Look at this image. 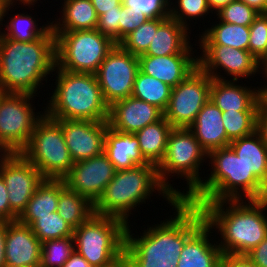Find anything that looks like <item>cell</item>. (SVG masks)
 I'll list each match as a JSON object with an SVG mask.
<instances>
[{"instance_id": "cell-50", "label": "cell", "mask_w": 267, "mask_h": 267, "mask_svg": "<svg viewBox=\"0 0 267 267\" xmlns=\"http://www.w3.org/2000/svg\"><path fill=\"white\" fill-rule=\"evenodd\" d=\"M63 267H92L85 258L74 252Z\"/></svg>"}, {"instance_id": "cell-16", "label": "cell", "mask_w": 267, "mask_h": 267, "mask_svg": "<svg viewBox=\"0 0 267 267\" xmlns=\"http://www.w3.org/2000/svg\"><path fill=\"white\" fill-rule=\"evenodd\" d=\"M115 172L114 165L103 152L75 162L63 179L72 191L83 195L94 205L113 179Z\"/></svg>"}, {"instance_id": "cell-29", "label": "cell", "mask_w": 267, "mask_h": 267, "mask_svg": "<svg viewBox=\"0 0 267 267\" xmlns=\"http://www.w3.org/2000/svg\"><path fill=\"white\" fill-rule=\"evenodd\" d=\"M65 186L64 179L45 178L18 217V221L30 226L38 216L50 215L57 211L59 193Z\"/></svg>"}, {"instance_id": "cell-57", "label": "cell", "mask_w": 267, "mask_h": 267, "mask_svg": "<svg viewBox=\"0 0 267 267\" xmlns=\"http://www.w3.org/2000/svg\"><path fill=\"white\" fill-rule=\"evenodd\" d=\"M38 1H40V2H42L41 0H19V4L18 5H22L23 6V9H27L28 10V8H34V6H35V4H37V3H39ZM27 6H28V8H27ZM25 7V8H24Z\"/></svg>"}, {"instance_id": "cell-33", "label": "cell", "mask_w": 267, "mask_h": 267, "mask_svg": "<svg viewBox=\"0 0 267 267\" xmlns=\"http://www.w3.org/2000/svg\"><path fill=\"white\" fill-rule=\"evenodd\" d=\"M58 213L74 229L94 214V205L83 195L72 191L67 185L60 191Z\"/></svg>"}, {"instance_id": "cell-23", "label": "cell", "mask_w": 267, "mask_h": 267, "mask_svg": "<svg viewBox=\"0 0 267 267\" xmlns=\"http://www.w3.org/2000/svg\"><path fill=\"white\" fill-rule=\"evenodd\" d=\"M213 233L205 222L185 242L176 267H220L222 252Z\"/></svg>"}, {"instance_id": "cell-61", "label": "cell", "mask_w": 267, "mask_h": 267, "mask_svg": "<svg viewBox=\"0 0 267 267\" xmlns=\"http://www.w3.org/2000/svg\"><path fill=\"white\" fill-rule=\"evenodd\" d=\"M5 94L6 92L0 87V100L3 98Z\"/></svg>"}, {"instance_id": "cell-41", "label": "cell", "mask_w": 267, "mask_h": 267, "mask_svg": "<svg viewBox=\"0 0 267 267\" xmlns=\"http://www.w3.org/2000/svg\"><path fill=\"white\" fill-rule=\"evenodd\" d=\"M249 27V52L262 63L267 57V17L258 15Z\"/></svg>"}, {"instance_id": "cell-9", "label": "cell", "mask_w": 267, "mask_h": 267, "mask_svg": "<svg viewBox=\"0 0 267 267\" xmlns=\"http://www.w3.org/2000/svg\"><path fill=\"white\" fill-rule=\"evenodd\" d=\"M56 66L74 73L95 74L116 43L97 29L54 32Z\"/></svg>"}, {"instance_id": "cell-13", "label": "cell", "mask_w": 267, "mask_h": 267, "mask_svg": "<svg viewBox=\"0 0 267 267\" xmlns=\"http://www.w3.org/2000/svg\"><path fill=\"white\" fill-rule=\"evenodd\" d=\"M138 70V56L116 44L95 73L103 99L108 106L132 96Z\"/></svg>"}, {"instance_id": "cell-45", "label": "cell", "mask_w": 267, "mask_h": 267, "mask_svg": "<svg viewBox=\"0 0 267 267\" xmlns=\"http://www.w3.org/2000/svg\"><path fill=\"white\" fill-rule=\"evenodd\" d=\"M18 217L11 211L8 190L5 182L0 175V221H17Z\"/></svg>"}, {"instance_id": "cell-7", "label": "cell", "mask_w": 267, "mask_h": 267, "mask_svg": "<svg viewBox=\"0 0 267 267\" xmlns=\"http://www.w3.org/2000/svg\"><path fill=\"white\" fill-rule=\"evenodd\" d=\"M125 230L122 220L94 213L74 229L75 252L92 267H109L124 256Z\"/></svg>"}, {"instance_id": "cell-14", "label": "cell", "mask_w": 267, "mask_h": 267, "mask_svg": "<svg viewBox=\"0 0 267 267\" xmlns=\"http://www.w3.org/2000/svg\"><path fill=\"white\" fill-rule=\"evenodd\" d=\"M170 215L161 220V253L176 265L185 242L206 222L202 209L185 200H177ZM174 211V212H173Z\"/></svg>"}, {"instance_id": "cell-21", "label": "cell", "mask_w": 267, "mask_h": 267, "mask_svg": "<svg viewBox=\"0 0 267 267\" xmlns=\"http://www.w3.org/2000/svg\"><path fill=\"white\" fill-rule=\"evenodd\" d=\"M197 54L179 53L163 57L142 54L138 56L139 70L174 88L198 67Z\"/></svg>"}, {"instance_id": "cell-60", "label": "cell", "mask_w": 267, "mask_h": 267, "mask_svg": "<svg viewBox=\"0 0 267 267\" xmlns=\"http://www.w3.org/2000/svg\"><path fill=\"white\" fill-rule=\"evenodd\" d=\"M260 15L267 17V0L265 1L263 11L260 13Z\"/></svg>"}, {"instance_id": "cell-53", "label": "cell", "mask_w": 267, "mask_h": 267, "mask_svg": "<svg viewBox=\"0 0 267 267\" xmlns=\"http://www.w3.org/2000/svg\"><path fill=\"white\" fill-rule=\"evenodd\" d=\"M13 152L2 142H0V169L3 164L12 156Z\"/></svg>"}, {"instance_id": "cell-2", "label": "cell", "mask_w": 267, "mask_h": 267, "mask_svg": "<svg viewBox=\"0 0 267 267\" xmlns=\"http://www.w3.org/2000/svg\"><path fill=\"white\" fill-rule=\"evenodd\" d=\"M198 206L214 230L222 254L246 255L267 236V198L222 200Z\"/></svg>"}, {"instance_id": "cell-39", "label": "cell", "mask_w": 267, "mask_h": 267, "mask_svg": "<svg viewBox=\"0 0 267 267\" xmlns=\"http://www.w3.org/2000/svg\"><path fill=\"white\" fill-rule=\"evenodd\" d=\"M257 111H226L222 113V121L231 142L235 139L248 136L256 131Z\"/></svg>"}, {"instance_id": "cell-17", "label": "cell", "mask_w": 267, "mask_h": 267, "mask_svg": "<svg viewBox=\"0 0 267 267\" xmlns=\"http://www.w3.org/2000/svg\"><path fill=\"white\" fill-rule=\"evenodd\" d=\"M132 224L126 225L124 243V257L129 267H176L161 253V221L152 226L149 223L143 225L142 233L137 232Z\"/></svg>"}, {"instance_id": "cell-25", "label": "cell", "mask_w": 267, "mask_h": 267, "mask_svg": "<svg viewBox=\"0 0 267 267\" xmlns=\"http://www.w3.org/2000/svg\"><path fill=\"white\" fill-rule=\"evenodd\" d=\"M190 37L191 32L185 26L168 17L158 27L145 55L163 57L179 53H198L195 49L197 43H191Z\"/></svg>"}, {"instance_id": "cell-47", "label": "cell", "mask_w": 267, "mask_h": 267, "mask_svg": "<svg viewBox=\"0 0 267 267\" xmlns=\"http://www.w3.org/2000/svg\"><path fill=\"white\" fill-rule=\"evenodd\" d=\"M220 267H257L246 255L222 254Z\"/></svg>"}, {"instance_id": "cell-3", "label": "cell", "mask_w": 267, "mask_h": 267, "mask_svg": "<svg viewBox=\"0 0 267 267\" xmlns=\"http://www.w3.org/2000/svg\"><path fill=\"white\" fill-rule=\"evenodd\" d=\"M207 161L206 166L211 167L206 170L207 174L203 168L204 179L185 201L199 205L222 200L267 198V188L248 172L230 146L212 150Z\"/></svg>"}, {"instance_id": "cell-12", "label": "cell", "mask_w": 267, "mask_h": 267, "mask_svg": "<svg viewBox=\"0 0 267 267\" xmlns=\"http://www.w3.org/2000/svg\"><path fill=\"white\" fill-rule=\"evenodd\" d=\"M212 78L197 67L181 83L172 88L164 118L173 128H189L210 99Z\"/></svg>"}, {"instance_id": "cell-36", "label": "cell", "mask_w": 267, "mask_h": 267, "mask_svg": "<svg viewBox=\"0 0 267 267\" xmlns=\"http://www.w3.org/2000/svg\"><path fill=\"white\" fill-rule=\"evenodd\" d=\"M30 228L41 242L71 237L74 233V228L59 216L58 211L38 216Z\"/></svg>"}, {"instance_id": "cell-32", "label": "cell", "mask_w": 267, "mask_h": 267, "mask_svg": "<svg viewBox=\"0 0 267 267\" xmlns=\"http://www.w3.org/2000/svg\"><path fill=\"white\" fill-rule=\"evenodd\" d=\"M173 126L163 117L134 133L139 141L140 152L144 159L156 167L166 153L168 136Z\"/></svg>"}, {"instance_id": "cell-40", "label": "cell", "mask_w": 267, "mask_h": 267, "mask_svg": "<svg viewBox=\"0 0 267 267\" xmlns=\"http://www.w3.org/2000/svg\"><path fill=\"white\" fill-rule=\"evenodd\" d=\"M258 15H260V13L255 9L249 7L240 0H234L221 8L214 16L217 17V20L225 23L250 26Z\"/></svg>"}, {"instance_id": "cell-11", "label": "cell", "mask_w": 267, "mask_h": 267, "mask_svg": "<svg viewBox=\"0 0 267 267\" xmlns=\"http://www.w3.org/2000/svg\"><path fill=\"white\" fill-rule=\"evenodd\" d=\"M197 46L201 52L197 55L198 67L211 78L241 82L244 78H252L255 81L257 74L263 78L260 73L261 63L247 50L223 45Z\"/></svg>"}, {"instance_id": "cell-49", "label": "cell", "mask_w": 267, "mask_h": 267, "mask_svg": "<svg viewBox=\"0 0 267 267\" xmlns=\"http://www.w3.org/2000/svg\"><path fill=\"white\" fill-rule=\"evenodd\" d=\"M91 2L98 17L123 5V0H91Z\"/></svg>"}, {"instance_id": "cell-1", "label": "cell", "mask_w": 267, "mask_h": 267, "mask_svg": "<svg viewBox=\"0 0 267 267\" xmlns=\"http://www.w3.org/2000/svg\"><path fill=\"white\" fill-rule=\"evenodd\" d=\"M55 65V34L52 27L32 42L8 39L0 34V87L6 93L39 96L42 86L45 88L47 80H51L49 77Z\"/></svg>"}, {"instance_id": "cell-4", "label": "cell", "mask_w": 267, "mask_h": 267, "mask_svg": "<svg viewBox=\"0 0 267 267\" xmlns=\"http://www.w3.org/2000/svg\"><path fill=\"white\" fill-rule=\"evenodd\" d=\"M154 193V196L158 194L157 199L161 195L169 207L178 200L161 183L155 165L149 163L118 170L94 204V213L118 218L127 225L132 222L129 218L141 204L153 201L150 199Z\"/></svg>"}, {"instance_id": "cell-8", "label": "cell", "mask_w": 267, "mask_h": 267, "mask_svg": "<svg viewBox=\"0 0 267 267\" xmlns=\"http://www.w3.org/2000/svg\"><path fill=\"white\" fill-rule=\"evenodd\" d=\"M20 154L45 178L63 179L74 165L61 125L46 114L36 123Z\"/></svg>"}, {"instance_id": "cell-10", "label": "cell", "mask_w": 267, "mask_h": 267, "mask_svg": "<svg viewBox=\"0 0 267 267\" xmlns=\"http://www.w3.org/2000/svg\"><path fill=\"white\" fill-rule=\"evenodd\" d=\"M36 97L6 93L0 100V142L13 153H20L29 143L36 123L45 115V107L37 111L32 103Z\"/></svg>"}, {"instance_id": "cell-42", "label": "cell", "mask_w": 267, "mask_h": 267, "mask_svg": "<svg viewBox=\"0 0 267 267\" xmlns=\"http://www.w3.org/2000/svg\"><path fill=\"white\" fill-rule=\"evenodd\" d=\"M96 29L102 35L119 44L122 41L121 7H116V10L107 11L105 14L100 15Z\"/></svg>"}, {"instance_id": "cell-38", "label": "cell", "mask_w": 267, "mask_h": 267, "mask_svg": "<svg viewBox=\"0 0 267 267\" xmlns=\"http://www.w3.org/2000/svg\"><path fill=\"white\" fill-rule=\"evenodd\" d=\"M74 252L73 236L44 241L39 267H63Z\"/></svg>"}, {"instance_id": "cell-15", "label": "cell", "mask_w": 267, "mask_h": 267, "mask_svg": "<svg viewBox=\"0 0 267 267\" xmlns=\"http://www.w3.org/2000/svg\"><path fill=\"white\" fill-rule=\"evenodd\" d=\"M11 211L19 217L45 177L20 153H13L0 169Z\"/></svg>"}, {"instance_id": "cell-34", "label": "cell", "mask_w": 267, "mask_h": 267, "mask_svg": "<svg viewBox=\"0 0 267 267\" xmlns=\"http://www.w3.org/2000/svg\"><path fill=\"white\" fill-rule=\"evenodd\" d=\"M172 87L138 70L132 96L152 104L163 112L166 110Z\"/></svg>"}, {"instance_id": "cell-31", "label": "cell", "mask_w": 267, "mask_h": 267, "mask_svg": "<svg viewBox=\"0 0 267 267\" xmlns=\"http://www.w3.org/2000/svg\"><path fill=\"white\" fill-rule=\"evenodd\" d=\"M203 28L194 41L199 45H223L249 51L250 27L214 20ZM205 29V30H204ZM203 31V32H202ZM198 41V42H197Z\"/></svg>"}, {"instance_id": "cell-56", "label": "cell", "mask_w": 267, "mask_h": 267, "mask_svg": "<svg viewBox=\"0 0 267 267\" xmlns=\"http://www.w3.org/2000/svg\"><path fill=\"white\" fill-rule=\"evenodd\" d=\"M11 0H0V34L2 32V25H3V18H4V9L5 6L10 2Z\"/></svg>"}, {"instance_id": "cell-58", "label": "cell", "mask_w": 267, "mask_h": 267, "mask_svg": "<svg viewBox=\"0 0 267 267\" xmlns=\"http://www.w3.org/2000/svg\"><path fill=\"white\" fill-rule=\"evenodd\" d=\"M109 267H129L126 258L123 256L119 261Z\"/></svg>"}, {"instance_id": "cell-59", "label": "cell", "mask_w": 267, "mask_h": 267, "mask_svg": "<svg viewBox=\"0 0 267 267\" xmlns=\"http://www.w3.org/2000/svg\"><path fill=\"white\" fill-rule=\"evenodd\" d=\"M261 69H262V76L264 75L263 79H267V57L266 59L261 63Z\"/></svg>"}, {"instance_id": "cell-37", "label": "cell", "mask_w": 267, "mask_h": 267, "mask_svg": "<svg viewBox=\"0 0 267 267\" xmlns=\"http://www.w3.org/2000/svg\"><path fill=\"white\" fill-rule=\"evenodd\" d=\"M166 19L167 18H155L146 20L139 28L135 29L126 36L119 45L132 55L140 56L145 54L152 42L154 34L157 32L158 27Z\"/></svg>"}, {"instance_id": "cell-28", "label": "cell", "mask_w": 267, "mask_h": 267, "mask_svg": "<svg viewBox=\"0 0 267 267\" xmlns=\"http://www.w3.org/2000/svg\"><path fill=\"white\" fill-rule=\"evenodd\" d=\"M18 3L19 0H11L5 6L3 19H8V20H3L4 21L2 25L3 30L1 34L5 38L13 39L16 41H21V42L35 41L36 39L42 37L52 27L51 20L47 21L46 23L44 22L43 25L40 26L42 23H38L40 20L35 19L36 18L35 15L33 16V14L31 13L28 14L27 11L25 13L23 11L22 13L17 12L16 14L14 12L15 10L13 9L11 10V8L15 7V5L16 7H18L17 6ZM9 11H11L10 14Z\"/></svg>"}, {"instance_id": "cell-20", "label": "cell", "mask_w": 267, "mask_h": 267, "mask_svg": "<svg viewBox=\"0 0 267 267\" xmlns=\"http://www.w3.org/2000/svg\"><path fill=\"white\" fill-rule=\"evenodd\" d=\"M163 117L158 107L130 96L109 106L108 125L116 131L135 133Z\"/></svg>"}, {"instance_id": "cell-5", "label": "cell", "mask_w": 267, "mask_h": 267, "mask_svg": "<svg viewBox=\"0 0 267 267\" xmlns=\"http://www.w3.org/2000/svg\"><path fill=\"white\" fill-rule=\"evenodd\" d=\"M54 75L55 82L48 86L55 89L47 87L52 91L46 93V96H51L44 102L48 117L54 120L108 121L109 106L103 99L95 74L69 72L55 65L51 78Z\"/></svg>"}, {"instance_id": "cell-6", "label": "cell", "mask_w": 267, "mask_h": 267, "mask_svg": "<svg viewBox=\"0 0 267 267\" xmlns=\"http://www.w3.org/2000/svg\"><path fill=\"white\" fill-rule=\"evenodd\" d=\"M207 158L208 153L189 128H173L168 136L165 156L157 166L159 179L178 200H185L204 179L201 167H205ZM172 178L174 181L183 178L182 183L187 185L183 190L178 189L177 184H171Z\"/></svg>"}, {"instance_id": "cell-24", "label": "cell", "mask_w": 267, "mask_h": 267, "mask_svg": "<svg viewBox=\"0 0 267 267\" xmlns=\"http://www.w3.org/2000/svg\"><path fill=\"white\" fill-rule=\"evenodd\" d=\"M222 111L209 99L189 127L201 147L207 152L229 146L230 141L222 121Z\"/></svg>"}, {"instance_id": "cell-43", "label": "cell", "mask_w": 267, "mask_h": 267, "mask_svg": "<svg viewBox=\"0 0 267 267\" xmlns=\"http://www.w3.org/2000/svg\"><path fill=\"white\" fill-rule=\"evenodd\" d=\"M170 0H123L130 9L143 13L149 19L168 18Z\"/></svg>"}, {"instance_id": "cell-19", "label": "cell", "mask_w": 267, "mask_h": 267, "mask_svg": "<svg viewBox=\"0 0 267 267\" xmlns=\"http://www.w3.org/2000/svg\"><path fill=\"white\" fill-rule=\"evenodd\" d=\"M42 242L30 226L6 221L5 267H39Z\"/></svg>"}, {"instance_id": "cell-48", "label": "cell", "mask_w": 267, "mask_h": 267, "mask_svg": "<svg viewBox=\"0 0 267 267\" xmlns=\"http://www.w3.org/2000/svg\"><path fill=\"white\" fill-rule=\"evenodd\" d=\"M256 131L267 147V109L261 103L256 115Z\"/></svg>"}, {"instance_id": "cell-22", "label": "cell", "mask_w": 267, "mask_h": 267, "mask_svg": "<svg viewBox=\"0 0 267 267\" xmlns=\"http://www.w3.org/2000/svg\"><path fill=\"white\" fill-rule=\"evenodd\" d=\"M240 83V81L212 78L210 100L222 112L258 111L259 87Z\"/></svg>"}, {"instance_id": "cell-52", "label": "cell", "mask_w": 267, "mask_h": 267, "mask_svg": "<svg viewBox=\"0 0 267 267\" xmlns=\"http://www.w3.org/2000/svg\"><path fill=\"white\" fill-rule=\"evenodd\" d=\"M233 1L234 0H207V4L214 15L221 8L225 7L230 2H233Z\"/></svg>"}, {"instance_id": "cell-46", "label": "cell", "mask_w": 267, "mask_h": 267, "mask_svg": "<svg viewBox=\"0 0 267 267\" xmlns=\"http://www.w3.org/2000/svg\"><path fill=\"white\" fill-rule=\"evenodd\" d=\"M246 256L257 266L267 267V236Z\"/></svg>"}, {"instance_id": "cell-51", "label": "cell", "mask_w": 267, "mask_h": 267, "mask_svg": "<svg viewBox=\"0 0 267 267\" xmlns=\"http://www.w3.org/2000/svg\"><path fill=\"white\" fill-rule=\"evenodd\" d=\"M6 221H0V267H5Z\"/></svg>"}, {"instance_id": "cell-44", "label": "cell", "mask_w": 267, "mask_h": 267, "mask_svg": "<svg viewBox=\"0 0 267 267\" xmlns=\"http://www.w3.org/2000/svg\"><path fill=\"white\" fill-rule=\"evenodd\" d=\"M122 14V40L128 36L132 31L139 28L143 22L148 20L143 13L130 9L124 4L121 6Z\"/></svg>"}, {"instance_id": "cell-27", "label": "cell", "mask_w": 267, "mask_h": 267, "mask_svg": "<svg viewBox=\"0 0 267 267\" xmlns=\"http://www.w3.org/2000/svg\"><path fill=\"white\" fill-rule=\"evenodd\" d=\"M59 17L51 19L53 32H69L76 30H93L98 24V16L91 0H60ZM64 1V2H63ZM62 13V14H61ZM61 15V17H60Z\"/></svg>"}, {"instance_id": "cell-54", "label": "cell", "mask_w": 267, "mask_h": 267, "mask_svg": "<svg viewBox=\"0 0 267 267\" xmlns=\"http://www.w3.org/2000/svg\"><path fill=\"white\" fill-rule=\"evenodd\" d=\"M241 2L247 4L249 7L255 9L258 13L263 11V7L266 0H240Z\"/></svg>"}, {"instance_id": "cell-35", "label": "cell", "mask_w": 267, "mask_h": 267, "mask_svg": "<svg viewBox=\"0 0 267 267\" xmlns=\"http://www.w3.org/2000/svg\"><path fill=\"white\" fill-rule=\"evenodd\" d=\"M209 14L212 16L213 13L207 4V0H170L169 3V17L185 26L190 32L193 30L191 24L196 25L201 20L206 21V17L211 20V16L210 18L207 16ZM197 20L198 22H196Z\"/></svg>"}, {"instance_id": "cell-55", "label": "cell", "mask_w": 267, "mask_h": 267, "mask_svg": "<svg viewBox=\"0 0 267 267\" xmlns=\"http://www.w3.org/2000/svg\"><path fill=\"white\" fill-rule=\"evenodd\" d=\"M265 80H263L264 85L261 84V87L259 85V101L267 109V84H265L267 79Z\"/></svg>"}, {"instance_id": "cell-26", "label": "cell", "mask_w": 267, "mask_h": 267, "mask_svg": "<svg viewBox=\"0 0 267 267\" xmlns=\"http://www.w3.org/2000/svg\"><path fill=\"white\" fill-rule=\"evenodd\" d=\"M104 153L116 171L149 164L140 152L134 133H124L109 127L105 134Z\"/></svg>"}, {"instance_id": "cell-18", "label": "cell", "mask_w": 267, "mask_h": 267, "mask_svg": "<svg viewBox=\"0 0 267 267\" xmlns=\"http://www.w3.org/2000/svg\"><path fill=\"white\" fill-rule=\"evenodd\" d=\"M62 128L73 162L89 159L104 152L108 121L56 120Z\"/></svg>"}, {"instance_id": "cell-30", "label": "cell", "mask_w": 267, "mask_h": 267, "mask_svg": "<svg viewBox=\"0 0 267 267\" xmlns=\"http://www.w3.org/2000/svg\"><path fill=\"white\" fill-rule=\"evenodd\" d=\"M229 146L242 160L248 172L267 188V147L259 133L254 131L248 136L235 139Z\"/></svg>"}]
</instances>
